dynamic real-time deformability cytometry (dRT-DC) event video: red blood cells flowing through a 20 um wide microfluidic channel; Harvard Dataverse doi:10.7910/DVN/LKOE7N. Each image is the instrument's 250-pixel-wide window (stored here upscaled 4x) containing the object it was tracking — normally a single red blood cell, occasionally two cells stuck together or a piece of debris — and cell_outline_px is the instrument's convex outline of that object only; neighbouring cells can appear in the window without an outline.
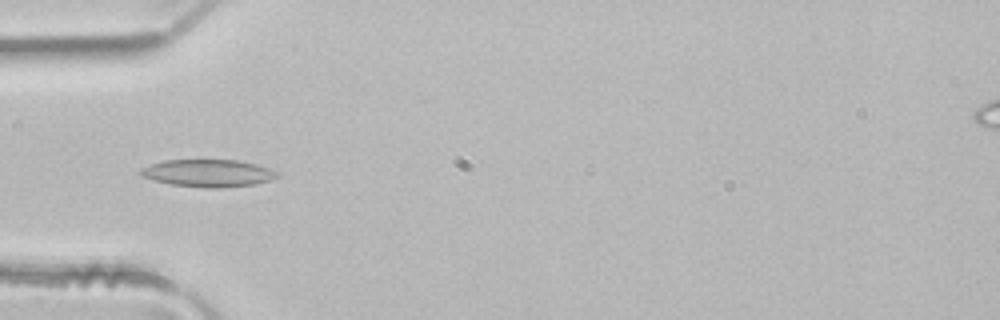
{"species": "common noctule bat (a hibernating species)", "species_latin": "Nyctalus noctula", "temperature_condition": "room temperature", "stored_images_in_passage": 1, "camera_frame_rate_fps": 3000, "um_per_image_px": 0.085, "animal": {"sex": "male", "body_mass_g": 21.5, "forearm_length_mm": 52.0}, "frame": {"image": 1, "passage_image": 1, "time_ms": 0.0, "image_size_px": [1000, 320], "cell_outline_px": [[280, 176], [272, 180], [256, 184], [220, 188], [208, 188], [172, 184], [152, 180], [140, 176], [140, 168], [164, 160], [240, 160], [256, 164], [268, 168], [276, 172]], "centroid_in_image_um": [17.7, 14.72], "position_along_channel_um": 67.3, "area_um2": 21.85}}